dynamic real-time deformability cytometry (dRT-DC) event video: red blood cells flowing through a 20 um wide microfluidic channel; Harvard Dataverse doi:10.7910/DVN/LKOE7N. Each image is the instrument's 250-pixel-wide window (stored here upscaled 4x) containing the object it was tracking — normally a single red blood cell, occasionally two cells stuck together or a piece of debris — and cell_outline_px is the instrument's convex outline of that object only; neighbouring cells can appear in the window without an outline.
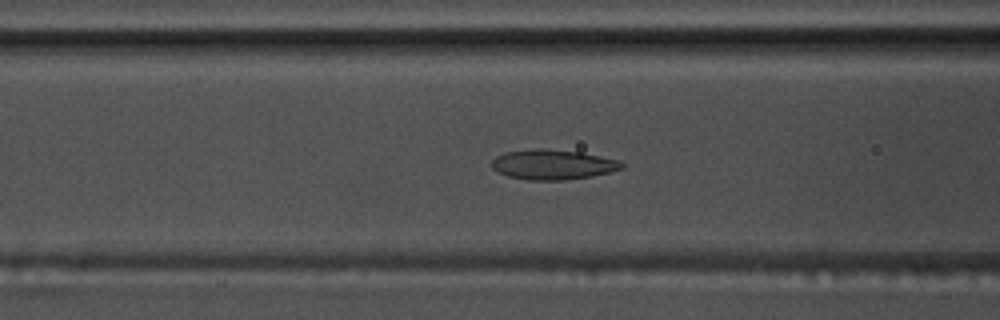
{"species": "common noctule bat (a hibernating species)", "species_latin": "Nyctalus noctula", "temperature_condition": "warm", "stored_images_in_passage": 44, "camera_frame_rate_fps": 3000, "um_per_image_px": 0.085, "animal": {"sex": "male", "body_mass_g": 17.5, "forearm_length_mm": 52.3}, "frame": {"image": 1, "passage_image": 11, "time_ms": 3.333, "image_size_px": [1000, 320], "cell_outline_px": [[624, 168], [592, 176], [564, 180], [528, 180], [508, 176], [496, 172], [492, 168], [492, 160], [496, 156], [504, 152], [536, 148], [544, 148], [580, 152], [600, 156], [616, 160], [624, 164]], "centroid_in_image_um": [46.94, 13.98], "position_along_channel_um": 119.7, "area_um2": 22.72}}
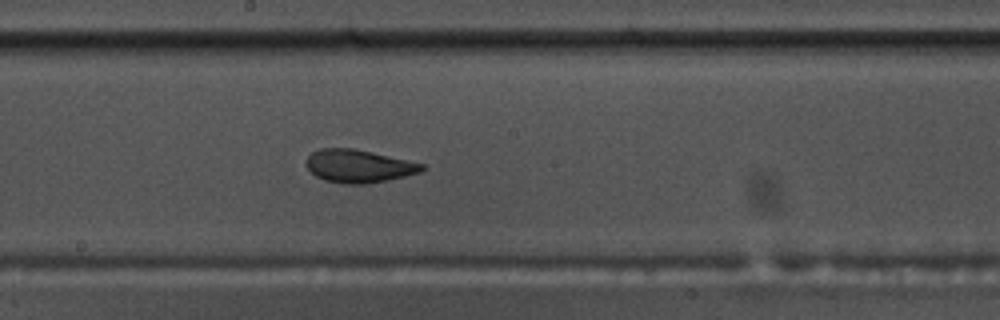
{"frame": {"image": 2, "passage_image": 19, "time_ms": 6.0, "image_size_px": [1000, 320], "cell_outline_px": [[424, 168], [420, 172], [388, 180], [368, 184], [344, 184], [324, 180], [316, 176], [304, 164], [308, 156], [312, 152], [320, 148], [352, 148], [372, 152], [424, 164]], "centroid_in_image_um": [30.45, 14.12], "position_along_channel_um": 217.8, "area_um2": 22.14}}
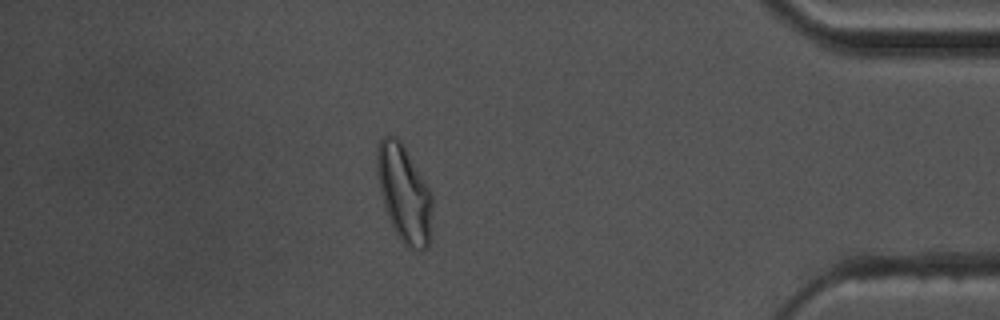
{"frame": {"image": 3, "passage_image": 37, "time_ms": 12.0, "image_size_px": [1000, 320], "cell_outline_px": [[432, 228], [428, 244], [424, 248], [408, 248], [400, 240], [384, 208], [376, 176], [376, 148], [380, 140], [384, 136], [396, 136], [400, 140], [424, 180], [432, 196]], "centroid_in_image_um": [34.33, 16.43], "position_along_channel_um": 400.9, "area_um2": 31.15}, "authors_computed_cell_mechanics": {"area_um2": 22.7443, "velocity_mm_per_s": 3.6917, "shape_relaxation_time_tau1_ms": 7.6665, "shape_relaxation_time_tau2_ms": 1.5482, "deformation_change_tau1": 0.1913, "deformation_change_tau2": 0.07}}